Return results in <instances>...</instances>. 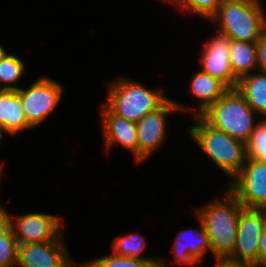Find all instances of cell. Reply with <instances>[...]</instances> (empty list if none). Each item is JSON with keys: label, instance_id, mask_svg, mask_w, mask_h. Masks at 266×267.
Wrapping results in <instances>:
<instances>
[{"label": "cell", "instance_id": "6da1fadb", "mask_svg": "<svg viewBox=\"0 0 266 267\" xmlns=\"http://www.w3.org/2000/svg\"><path fill=\"white\" fill-rule=\"evenodd\" d=\"M222 197L196 208L194 214L202 221L216 257H229L235 249L239 215L244 206L226 187Z\"/></svg>", "mask_w": 266, "mask_h": 267}, {"label": "cell", "instance_id": "7a4b0ae2", "mask_svg": "<svg viewBox=\"0 0 266 267\" xmlns=\"http://www.w3.org/2000/svg\"><path fill=\"white\" fill-rule=\"evenodd\" d=\"M191 117L196 125L187 129L190 138L229 177L230 182L246 162V144L214 128L200 115Z\"/></svg>", "mask_w": 266, "mask_h": 267}, {"label": "cell", "instance_id": "3957f363", "mask_svg": "<svg viewBox=\"0 0 266 267\" xmlns=\"http://www.w3.org/2000/svg\"><path fill=\"white\" fill-rule=\"evenodd\" d=\"M260 0H222L209 21L217 23L214 30L231 40L256 43L266 32L265 8Z\"/></svg>", "mask_w": 266, "mask_h": 267}, {"label": "cell", "instance_id": "277c9868", "mask_svg": "<svg viewBox=\"0 0 266 267\" xmlns=\"http://www.w3.org/2000/svg\"><path fill=\"white\" fill-rule=\"evenodd\" d=\"M138 80L121 77L107 83V101L104 104L114 113L137 122L147 113L161 107L169 97L163 89H149Z\"/></svg>", "mask_w": 266, "mask_h": 267}, {"label": "cell", "instance_id": "5b68a950", "mask_svg": "<svg viewBox=\"0 0 266 267\" xmlns=\"http://www.w3.org/2000/svg\"><path fill=\"white\" fill-rule=\"evenodd\" d=\"M200 116L214 128L245 144L259 121L255 119L256 112L236 88L229 89Z\"/></svg>", "mask_w": 266, "mask_h": 267}, {"label": "cell", "instance_id": "8992f818", "mask_svg": "<svg viewBox=\"0 0 266 267\" xmlns=\"http://www.w3.org/2000/svg\"><path fill=\"white\" fill-rule=\"evenodd\" d=\"M187 105L168 99L161 107L144 115L136 122L137 128V163L148 160L153 153L167 142V116L179 111L191 112Z\"/></svg>", "mask_w": 266, "mask_h": 267}, {"label": "cell", "instance_id": "52a82bcc", "mask_svg": "<svg viewBox=\"0 0 266 267\" xmlns=\"http://www.w3.org/2000/svg\"><path fill=\"white\" fill-rule=\"evenodd\" d=\"M64 86L49 76L41 75L27 88H19L18 95L27 123L36 128L54 112L64 95Z\"/></svg>", "mask_w": 266, "mask_h": 267}, {"label": "cell", "instance_id": "ba28073f", "mask_svg": "<svg viewBox=\"0 0 266 267\" xmlns=\"http://www.w3.org/2000/svg\"><path fill=\"white\" fill-rule=\"evenodd\" d=\"M227 188L244 208H266V162L246 159L244 166Z\"/></svg>", "mask_w": 266, "mask_h": 267}, {"label": "cell", "instance_id": "9c48e42d", "mask_svg": "<svg viewBox=\"0 0 266 267\" xmlns=\"http://www.w3.org/2000/svg\"><path fill=\"white\" fill-rule=\"evenodd\" d=\"M14 217L11 216L10 227L19 244L50 242L64 233L63 218L58 215L24 212Z\"/></svg>", "mask_w": 266, "mask_h": 267}, {"label": "cell", "instance_id": "30bf717a", "mask_svg": "<svg viewBox=\"0 0 266 267\" xmlns=\"http://www.w3.org/2000/svg\"><path fill=\"white\" fill-rule=\"evenodd\" d=\"M215 33L202 47V54L198 61L199 67L202 71L219 79L229 89H235L239 79L233 74L230 62L231 39L217 30Z\"/></svg>", "mask_w": 266, "mask_h": 267}, {"label": "cell", "instance_id": "8fae6325", "mask_svg": "<svg viewBox=\"0 0 266 267\" xmlns=\"http://www.w3.org/2000/svg\"><path fill=\"white\" fill-rule=\"evenodd\" d=\"M63 233L54 241L19 244V267H78L80 264L70 259ZM74 262V263H73Z\"/></svg>", "mask_w": 266, "mask_h": 267}, {"label": "cell", "instance_id": "7c38bea8", "mask_svg": "<svg viewBox=\"0 0 266 267\" xmlns=\"http://www.w3.org/2000/svg\"><path fill=\"white\" fill-rule=\"evenodd\" d=\"M263 233V208H243L239 215L237 240L232 259L258 267L259 240Z\"/></svg>", "mask_w": 266, "mask_h": 267}, {"label": "cell", "instance_id": "4fadbf2b", "mask_svg": "<svg viewBox=\"0 0 266 267\" xmlns=\"http://www.w3.org/2000/svg\"><path fill=\"white\" fill-rule=\"evenodd\" d=\"M100 115L102 118V134L104 136L105 153L110 148L120 145L132 153L137 163V128L136 123L114 114L104 103H101Z\"/></svg>", "mask_w": 266, "mask_h": 267}, {"label": "cell", "instance_id": "5bb4252c", "mask_svg": "<svg viewBox=\"0 0 266 267\" xmlns=\"http://www.w3.org/2000/svg\"><path fill=\"white\" fill-rule=\"evenodd\" d=\"M196 218L199 229H181L173 241L171 252L174 257V264L194 267V265L203 263L206 252H211V245L205 227L197 216Z\"/></svg>", "mask_w": 266, "mask_h": 267}, {"label": "cell", "instance_id": "9a60e30c", "mask_svg": "<svg viewBox=\"0 0 266 267\" xmlns=\"http://www.w3.org/2000/svg\"><path fill=\"white\" fill-rule=\"evenodd\" d=\"M189 81V93L198 101L197 109L193 110L194 114L191 115H201L229 90L223 82L201 69H198Z\"/></svg>", "mask_w": 266, "mask_h": 267}, {"label": "cell", "instance_id": "2e32d148", "mask_svg": "<svg viewBox=\"0 0 266 267\" xmlns=\"http://www.w3.org/2000/svg\"><path fill=\"white\" fill-rule=\"evenodd\" d=\"M0 125L12 137L33 129L27 123L17 90H0Z\"/></svg>", "mask_w": 266, "mask_h": 267}, {"label": "cell", "instance_id": "e0dca14e", "mask_svg": "<svg viewBox=\"0 0 266 267\" xmlns=\"http://www.w3.org/2000/svg\"><path fill=\"white\" fill-rule=\"evenodd\" d=\"M236 89L260 118H266V73L254 71L244 75Z\"/></svg>", "mask_w": 266, "mask_h": 267}, {"label": "cell", "instance_id": "ac0fdd59", "mask_svg": "<svg viewBox=\"0 0 266 267\" xmlns=\"http://www.w3.org/2000/svg\"><path fill=\"white\" fill-rule=\"evenodd\" d=\"M230 62L233 74L240 79L244 75L258 71L256 43L231 40Z\"/></svg>", "mask_w": 266, "mask_h": 267}, {"label": "cell", "instance_id": "d6986e66", "mask_svg": "<svg viewBox=\"0 0 266 267\" xmlns=\"http://www.w3.org/2000/svg\"><path fill=\"white\" fill-rule=\"evenodd\" d=\"M147 242L145 238L139 233H132L125 236H116L111 242L112 251L119 256L146 259V260H160L158 267H167V259L155 257H143L142 252L146 248ZM155 258V259H154Z\"/></svg>", "mask_w": 266, "mask_h": 267}, {"label": "cell", "instance_id": "ffe728a7", "mask_svg": "<svg viewBox=\"0 0 266 267\" xmlns=\"http://www.w3.org/2000/svg\"><path fill=\"white\" fill-rule=\"evenodd\" d=\"M25 65L21 57L7 52L0 60V90H18L14 84L23 77Z\"/></svg>", "mask_w": 266, "mask_h": 267}, {"label": "cell", "instance_id": "44dd1931", "mask_svg": "<svg viewBox=\"0 0 266 267\" xmlns=\"http://www.w3.org/2000/svg\"><path fill=\"white\" fill-rule=\"evenodd\" d=\"M160 260H146L116 255L113 251L110 255L95 258L89 262L80 263L84 267H158Z\"/></svg>", "mask_w": 266, "mask_h": 267}, {"label": "cell", "instance_id": "7402d4cb", "mask_svg": "<svg viewBox=\"0 0 266 267\" xmlns=\"http://www.w3.org/2000/svg\"><path fill=\"white\" fill-rule=\"evenodd\" d=\"M181 12H188L203 19L210 20L217 12L222 0H168Z\"/></svg>", "mask_w": 266, "mask_h": 267}, {"label": "cell", "instance_id": "603a6c76", "mask_svg": "<svg viewBox=\"0 0 266 267\" xmlns=\"http://www.w3.org/2000/svg\"><path fill=\"white\" fill-rule=\"evenodd\" d=\"M247 159L266 162V118L258 121L246 143Z\"/></svg>", "mask_w": 266, "mask_h": 267}, {"label": "cell", "instance_id": "cb8c5ba5", "mask_svg": "<svg viewBox=\"0 0 266 267\" xmlns=\"http://www.w3.org/2000/svg\"><path fill=\"white\" fill-rule=\"evenodd\" d=\"M18 240L11 229L0 235V267H15L18 260Z\"/></svg>", "mask_w": 266, "mask_h": 267}, {"label": "cell", "instance_id": "d4e9b609", "mask_svg": "<svg viewBox=\"0 0 266 267\" xmlns=\"http://www.w3.org/2000/svg\"><path fill=\"white\" fill-rule=\"evenodd\" d=\"M258 71L266 73V32L256 42Z\"/></svg>", "mask_w": 266, "mask_h": 267}, {"label": "cell", "instance_id": "484cf974", "mask_svg": "<svg viewBox=\"0 0 266 267\" xmlns=\"http://www.w3.org/2000/svg\"><path fill=\"white\" fill-rule=\"evenodd\" d=\"M214 267H256L255 265L232 259L230 257H216Z\"/></svg>", "mask_w": 266, "mask_h": 267}, {"label": "cell", "instance_id": "4316f807", "mask_svg": "<svg viewBox=\"0 0 266 267\" xmlns=\"http://www.w3.org/2000/svg\"><path fill=\"white\" fill-rule=\"evenodd\" d=\"M11 214L0 204V235L7 233L10 227Z\"/></svg>", "mask_w": 266, "mask_h": 267}, {"label": "cell", "instance_id": "83f0119b", "mask_svg": "<svg viewBox=\"0 0 266 267\" xmlns=\"http://www.w3.org/2000/svg\"><path fill=\"white\" fill-rule=\"evenodd\" d=\"M258 267H266V233H262L259 240Z\"/></svg>", "mask_w": 266, "mask_h": 267}, {"label": "cell", "instance_id": "f1b7e54d", "mask_svg": "<svg viewBox=\"0 0 266 267\" xmlns=\"http://www.w3.org/2000/svg\"><path fill=\"white\" fill-rule=\"evenodd\" d=\"M263 232L266 233V208H263Z\"/></svg>", "mask_w": 266, "mask_h": 267}, {"label": "cell", "instance_id": "f546056e", "mask_svg": "<svg viewBox=\"0 0 266 267\" xmlns=\"http://www.w3.org/2000/svg\"><path fill=\"white\" fill-rule=\"evenodd\" d=\"M5 47L0 44V60L2 57L8 52L7 50L4 49Z\"/></svg>", "mask_w": 266, "mask_h": 267}, {"label": "cell", "instance_id": "4dcf8cb0", "mask_svg": "<svg viewBox=\"0 0 266 267\" xmlns=\"http://www.w3.org/2000/svg\"><path fill=\"white\" fill-rule=\"evenodd\" d=\"M5 130H4V127L0 125V146H1V143H2V139H3V134H5Z\"/></svg>", "mask_w": 266, "mask_h": 267}, {"label": "cell", "instance_id": "1f68e13d", "mask_svg": "<svg viewBox=\"0 0 266 267\" xmlns=\"http://www.w3.org/2000/svg\"><path fill=\"white\" fill-rule=\"evenodd\" d=\"M2 166H3V164H0V180L2 179V178H1L2 170H3V169H2Z\"/></svg>", "mask_w": 266, "mask_h": 267}]
</instances>
